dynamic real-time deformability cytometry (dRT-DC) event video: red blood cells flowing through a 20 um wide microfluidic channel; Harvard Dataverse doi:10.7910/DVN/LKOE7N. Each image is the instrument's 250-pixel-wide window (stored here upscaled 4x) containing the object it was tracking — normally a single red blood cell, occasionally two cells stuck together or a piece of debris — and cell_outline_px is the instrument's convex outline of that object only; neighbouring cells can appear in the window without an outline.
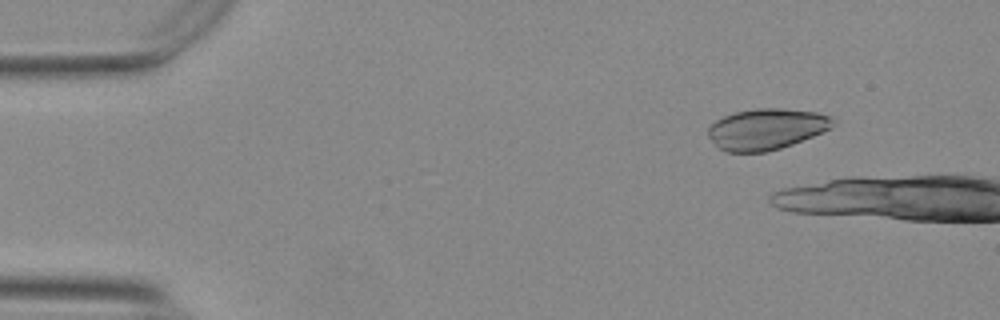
{"species": "Egyptian fruit bat (a non-hibernating species)", "species_latin": "Rousettus aegyptiacus", "temperature_condition": "warm", "stored_images_in_passage": 20, "camera_frame_rate_fps": 3000, "um_per_image_px": 0.085, "animal": {"sex": "female"}, "frame": {"image": 1, "passage_image": 6, "time_ms": 1.667, "image_size_px": [1000, 320], "cell_outline_px": [[836, 124], [812, 136], [792, 144], [768, 152], [724, 152], [708, 136], [708, 128], [716, 120], [724, 116], [736, 112], [756, 108], [780, 108], [816, 112], [832, 116], [836, 120]], "centroid_in_image_um": [65.15, 10.96], "position_along_channel_um": 19.9, "area_um2": 29.71}}
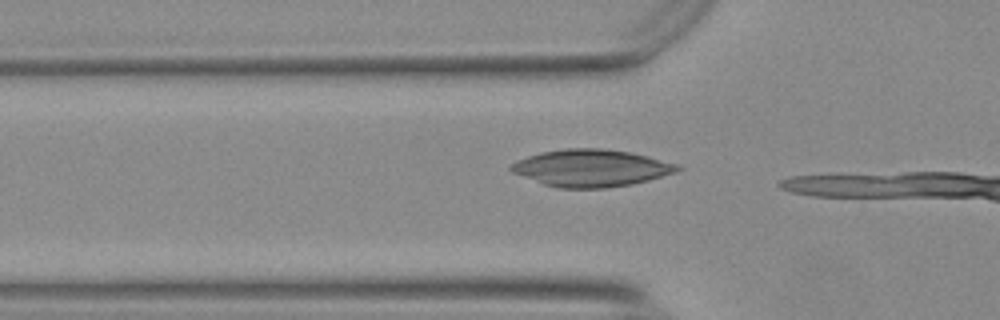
{"frame": {"image": 2, "passage_image": 18, "time_ms": 5.667, "image_size_px": [1000, 320], "cell_outline_px": [[684, 168], [676, 172], [648, 180], [632, 184], [604, 188], [560, 188], [544, 184], [512, 172], [508, 168], [508, 164], [516, 160], [540, 152], [564, 148], [604, 148], [628, 152], [648, 156], [680, 164]], "centroid_in_image_um": [50.25, 14.27], "position_along_channel_um": 75.6, "area_um2": 36.18}}